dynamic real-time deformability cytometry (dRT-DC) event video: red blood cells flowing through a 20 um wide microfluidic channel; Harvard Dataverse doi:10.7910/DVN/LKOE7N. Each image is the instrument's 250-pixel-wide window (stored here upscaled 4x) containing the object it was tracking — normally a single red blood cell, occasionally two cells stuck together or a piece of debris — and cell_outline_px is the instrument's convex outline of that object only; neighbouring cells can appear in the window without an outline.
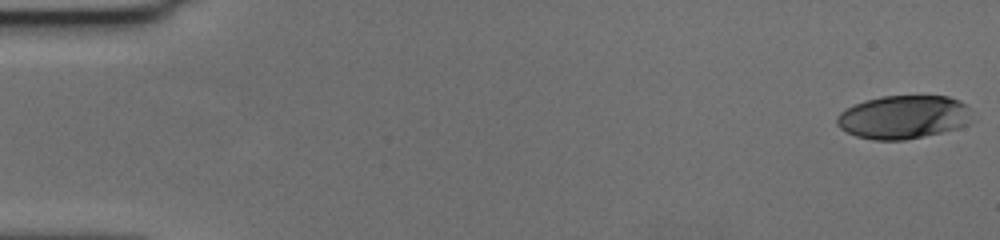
{"species": "human", "species_latin": "Homo sapiens", "temperature_condition": "cold", "stored_images_in_passage": 58, "camera_frame_rate_fps": 3000, "um_per_image_px": 0.085, "donor": {"sex": "female"}, "frame": {"image": 1, "passage_image": 1, "time_ms": 0.0, "image_size_px": [1000, 240], "cell_outline_px": [[968, 124], [956, 128], [940, 132], [904, 140], [872, 140], [856, 136], [840, 128], [836, 124], [836, 116], [840, 112], [864, 100], [880, 96], [948, 96], [960, 100], [968, 108]], "centroid_in_image_um": [76.73, 9.95], "position_along_channel_um": 8.3, "area_um2": 33.87}}
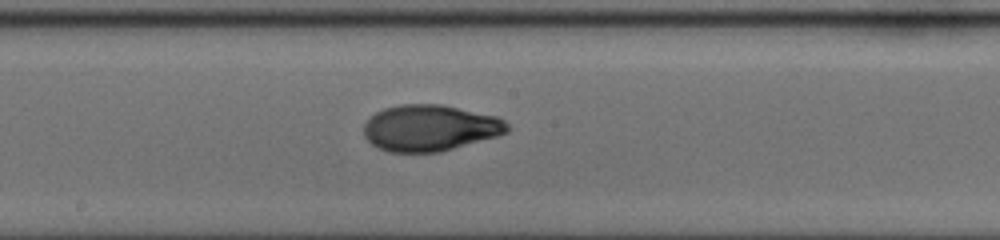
{"frame": {"image": 2, "passage_image": 32, "time_ms": 10.333, "image_size_px": [1000, 240], "cell_outline_px": [[508, 132], [496, 136], [440, 152], [388, 152], [376, 148], [364, 136], [364, 124], [376, 112], [384, 108], [400, 104], [440, 104], [496, 116], [504, 120], [508, 124]], "centroid_in_image_um": [36.52, 10.88], "position_along_channel_um": 211.7, "area_um2": 38.55}}
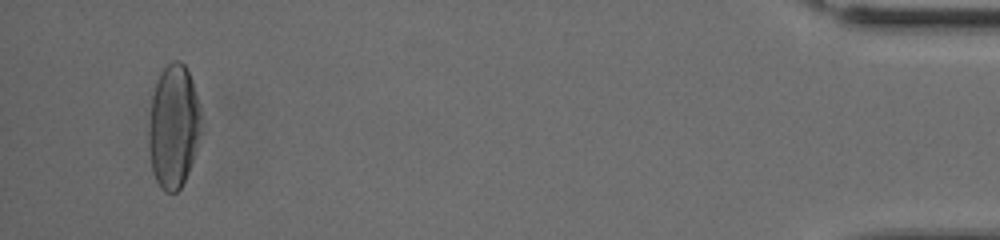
{"frame": {"image": 3, "passage_image": 56, "time_ms": 18.333, "image_size_px": [1000, 240], "cell_outline_px": [[200, 132], [192, 160], [188, 172], [180, 188], [176, 192], [164, 192], [160, 188], [152, 172], [148, 140], [148, 132], [152, 96], [156, 80], [160, 72], [172, 60], [180, 60], [184, 64], [188, 72], [196, 96], [200, 116]], "centroid_in_image_um": [14.71, 10.75], "position_along_channel_um": 420.5, "area_um2": 37.28}, "authors_computed_cell_mechanics": {"area_um2": 36.9342, "velocity_mm_per_s": 3.5841, "shape_relaxation_time_tau1_ms": 5.3359, "shape_relaxation_time_tau2_ms": 1.689, "deformation_change_tau1": 0.2125, "deformation_change_tau2": 0.0618}}